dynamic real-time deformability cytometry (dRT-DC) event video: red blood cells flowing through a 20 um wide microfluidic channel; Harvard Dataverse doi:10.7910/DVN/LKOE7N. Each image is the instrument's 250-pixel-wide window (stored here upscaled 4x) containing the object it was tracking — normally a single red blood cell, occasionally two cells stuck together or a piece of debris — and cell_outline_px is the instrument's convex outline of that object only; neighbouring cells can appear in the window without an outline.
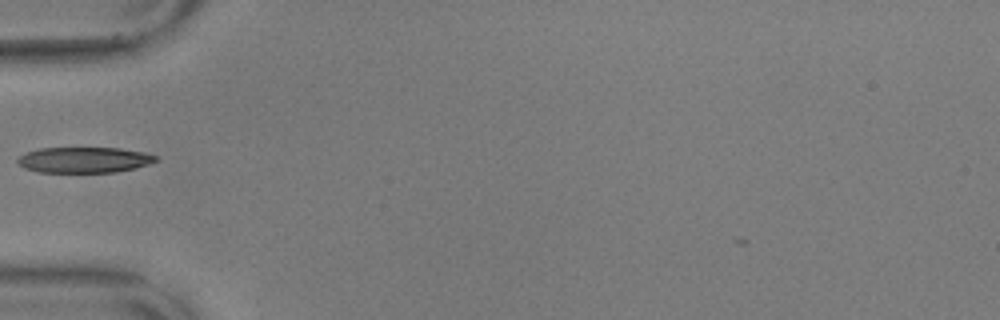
{"species": "common noctule bat (a hibernating species)", "species_latin": "Nyctalus noctula", "temperature_condition": "warm", "stored_images_in_passage": 38, "camera_frame_rate_fps": 3000, "um_per_image_px": 0.085, "animal": {"sex": "male", "body_mass_g": 17.9, "forearm_length_mm": 54.2}, "frame": {"image": 1, "passage_image": 2, "time_ms": 0.333, "image_size_px": [1000, 320], "cell_outline_px": [[160, 160], [136, 168], [116, 172], [36, 172], [24, 168], [16, 160], [20, 156], [28, 152], [40, 148], [120, 148], [144, 152], [156, 156]], "centroid_in_image_um": [7.18, 13.59], "position_along_channel_um": 77.8, "area_um2": 20.69}}
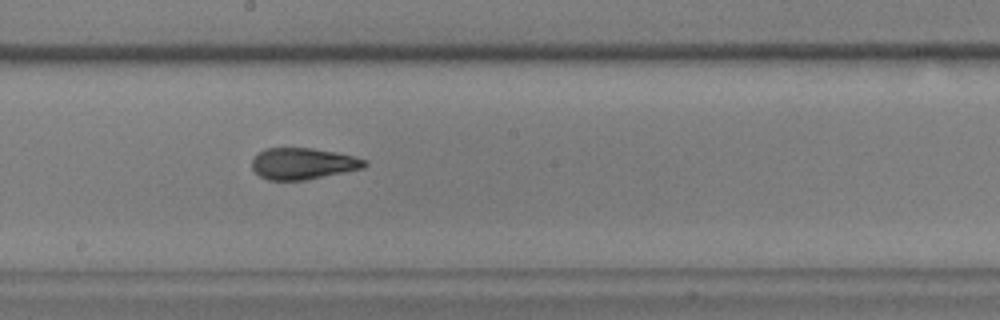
{"frame": {"image": 2, "passage_image": 14, "time_ms": 4.333, "image_size_px": [1000, 320], "cell_outline_px": [[368, 164], [364, 168], [304, 180], [268, 180], [260, 176], [252, 168], [252, 160], [264, 148], [312, 148], [352, 156], [368, 160]], "centroid_in_image_um": [25.75, 13.91], "position_along_channel_um": 222.4, "area_um2": 20.4}}
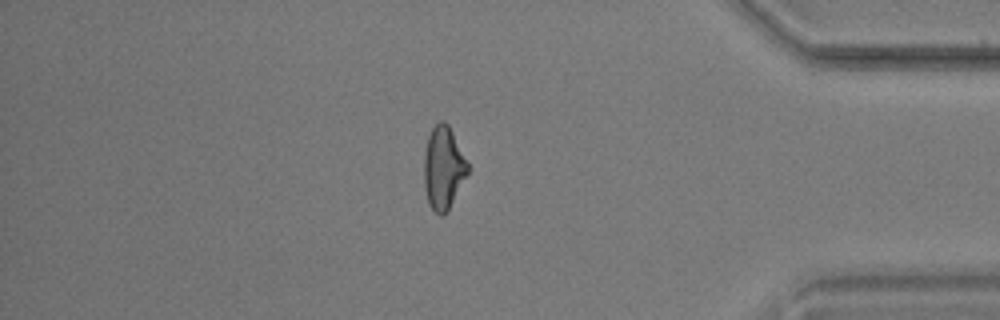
{"frame": {"image": 3, "passage_image": 31, "time_ms": 10.0, "image_size_px": [1000, 320], "cell_outline_px": [[472, 168], [448, 212], [444, 216], [440, 216], [428, 204], [424, 188], [424, 156], [428, 136], [432, 128], [440, 120], [444, 120], [448, 124], [468, 160]], "centroid_in_image_um": [37.73, 14.3], "position_along_channel_um": 397.5, "area_um2": 21.79}}